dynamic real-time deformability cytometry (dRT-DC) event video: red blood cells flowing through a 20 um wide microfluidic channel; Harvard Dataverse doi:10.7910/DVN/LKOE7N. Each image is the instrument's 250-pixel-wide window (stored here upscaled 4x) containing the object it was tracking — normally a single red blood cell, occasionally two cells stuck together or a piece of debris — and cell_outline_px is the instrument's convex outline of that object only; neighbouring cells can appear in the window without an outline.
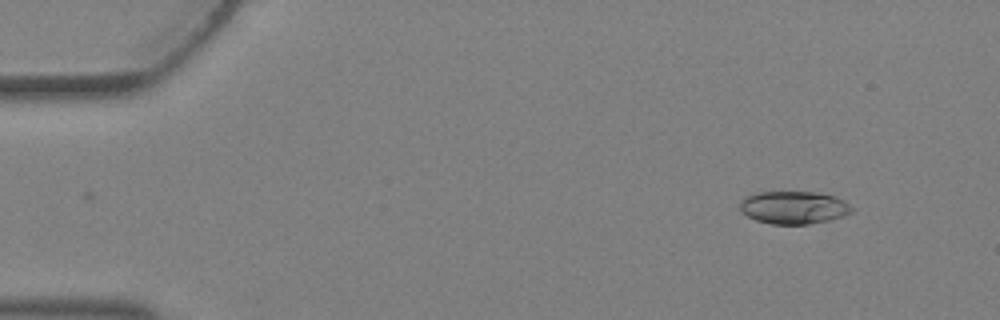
{"species": "Egyptian fruit bat (a non-hibernating species)", "species_latin": "Rousettus aegyptiacus", "temperature_condition": "warm", "stored_images_in_passage": 4, "camera_frame_rate_fps": 3000, "um_per_image_px": 0.085, "animal": {"sex": "female"}, "frame": {"image": 1, "passage_image": 2, "time_ms": 0.333, "image_size_px": [1000, 320], "cell_outline_px": [[856, 208], [852, 212], [844, 216], [828, 220], [808, 224], [772, 224], [756, 220], [740, 212], [740, 200], [744, 196], [756, 192], [816, 192], [836, 196], [844, 200]], "centroid_in_image_um": [67.48, 17.63], "position_along_channel_um": 17.5, "area_um2": 21.68}}
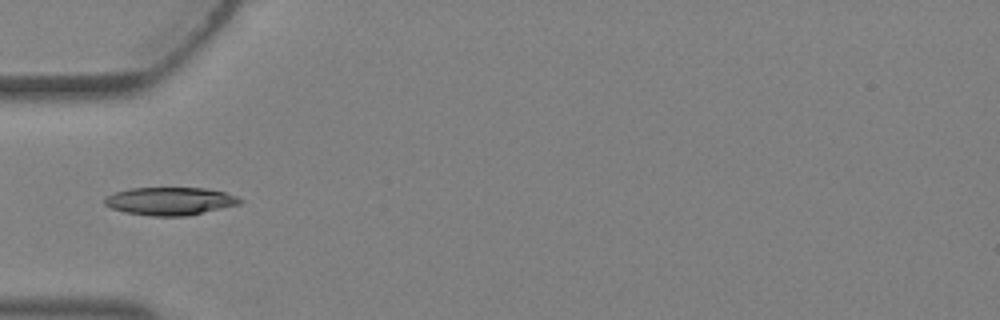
{"frame": {"image": 2, "passage_image": 4, "time_ms": 1.0, "image_size_px": [1000, 320], "cell_outline_px": [[244, 200], [240, 204], [184, 216], [152, 216], [124, 212], [112, 208], [104, 204], [104, 196], [112, 192], [132, 188], [204, 188], [224, 192], [236, 196]], "centroid_in_image_um": [14.4, 17.09], "position_along_channel_um": 70.6, "area_um2": 21.96}}